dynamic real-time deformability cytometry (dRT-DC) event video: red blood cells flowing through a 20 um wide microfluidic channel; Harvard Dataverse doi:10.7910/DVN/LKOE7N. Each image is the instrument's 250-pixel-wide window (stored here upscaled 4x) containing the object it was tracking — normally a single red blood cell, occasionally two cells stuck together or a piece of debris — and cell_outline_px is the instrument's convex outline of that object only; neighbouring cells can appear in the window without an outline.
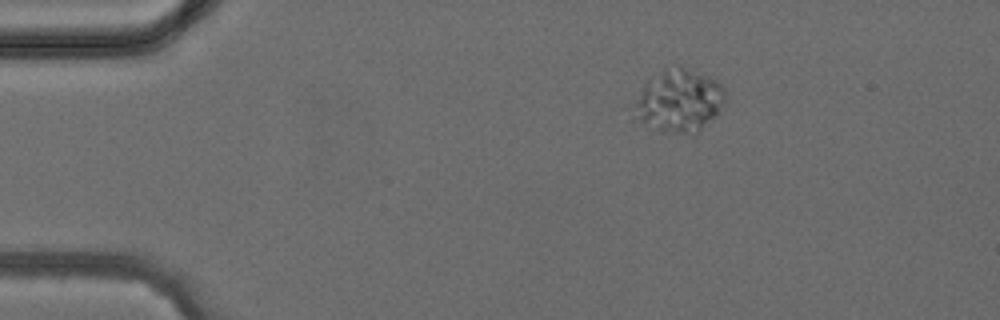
{"species": "common noctule bat (a hibernating species)", "species_latin": "Nyctalus noctula", "temperature_condition": "cold", "stored_images_in_passage": 3, "camera_frame_rate_fps": 3000, "um_per_image_px": 0.085, "animal": {"sex": "female", "body_mass_g": 24.6, "forearm_length_mm": 56.2}, "frame": {"image": 1, "passage_image": 1, "time_ms": 0.0, "image_size_px": [1000, 320], "cell_outline_px": [[728, 96], [724, 104], [716, 116], [696, 132], [680, 132], [660, 128], [636, 116], [636, 104], [644, 84], [648, 80], [664, 68], [680, 64], [708, 76], [716, 80], [724, 88]], "centroid_in_image_um": [57.84, 8.46], "position_along_channel_um": 27.2, "area_um2": 32.19}}
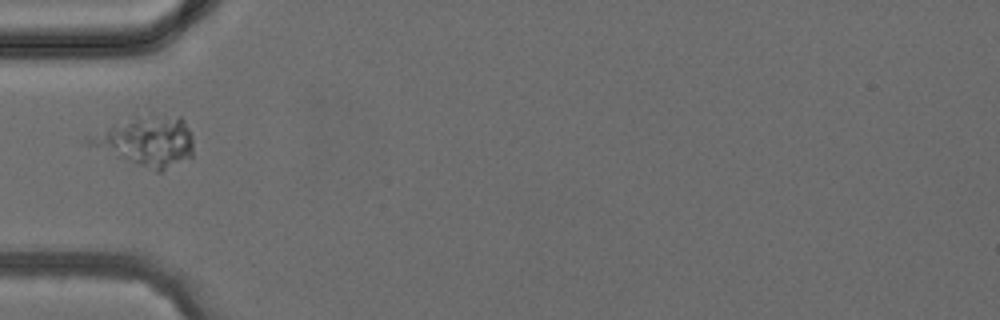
{"frame": {"image": 2, "passage_image": 3, "time_ms": 2.333, "image_size_px": [1000, 320], "cell_outline_px": [[192, 156], [160, 172], [156, 172], [84, 144], [84, 140], [88, 136], [136, 108], [180, 116], [184, 120], [192, 136]], "centroid_in_image_um": [12.37, 11.85], "position_along_channel_um": 72.6, "area_um2": 32.37}}